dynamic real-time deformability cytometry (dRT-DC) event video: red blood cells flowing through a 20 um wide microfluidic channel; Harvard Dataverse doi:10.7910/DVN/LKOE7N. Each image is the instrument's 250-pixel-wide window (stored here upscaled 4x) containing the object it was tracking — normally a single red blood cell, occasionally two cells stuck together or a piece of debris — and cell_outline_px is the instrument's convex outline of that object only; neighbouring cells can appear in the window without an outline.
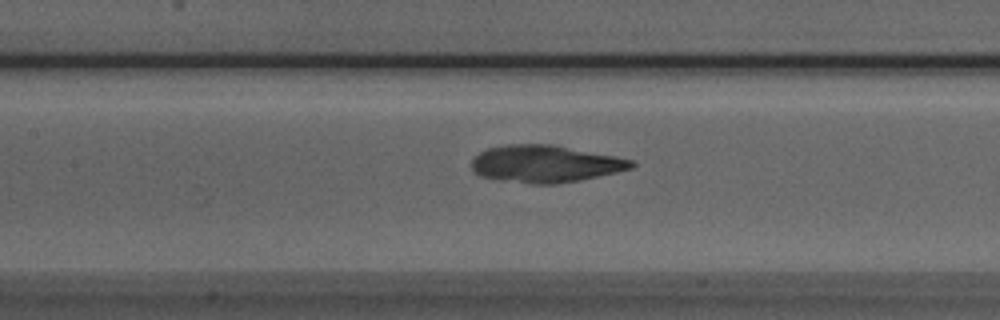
{"species": "Egyptian fruit bat (a non-hibernating species)", "species_latin": "Rousettus aegyptiacus", "temperature_condition": "room temperature", "stored_images_in_passage": 43, "camera_frame_rate_fps": 3000, "um_per_image_px": 0.085, "animal": {"sex": "male"}, "frame": {"image": 1, "passage_image": 18, "time_ms": 5.667, "image_size_px": [1000, 320], "cell_outline_px": [[636, 164], [632, 168], [616, 172], [580, 180], [556, 184], [532, 184], [500, 180], [480, 176], [472, 168], [472, 160], [480, 152], [488, 148], [508, 144], [552, 144], [616, 156], [632, 160]], "centroid_in_image_um": [46.35, 13.92], "position_along_channel_um": 161.1, "area_um2": 34.56}}
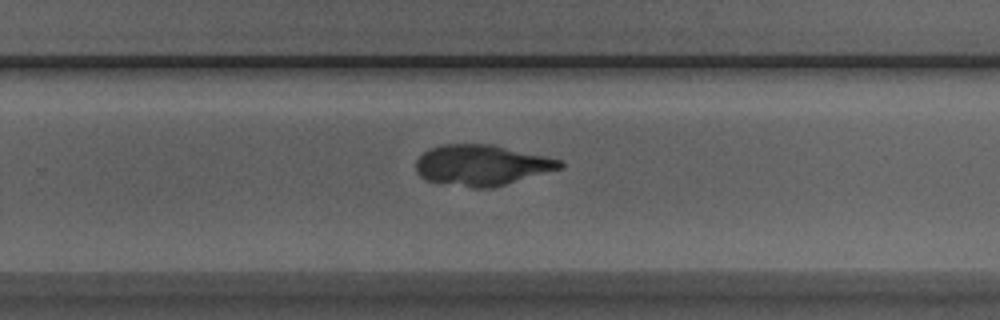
{"frame": {"image": 2, "passage_image": 28, "time_ms": 9.0, "image_size_px": [1000, 320], "cell_outline_px": [[564, 164], [560, 168], [492, 188], [472, 188], [424, 180], [416, 172], [416, 160], [428, 148], [440, 144], [492, 144], [564, 160]], "centroid_in_image_um": [40.91, 14.03], "position_along_channel_um": 288.9, "area_um2": 34.22}}
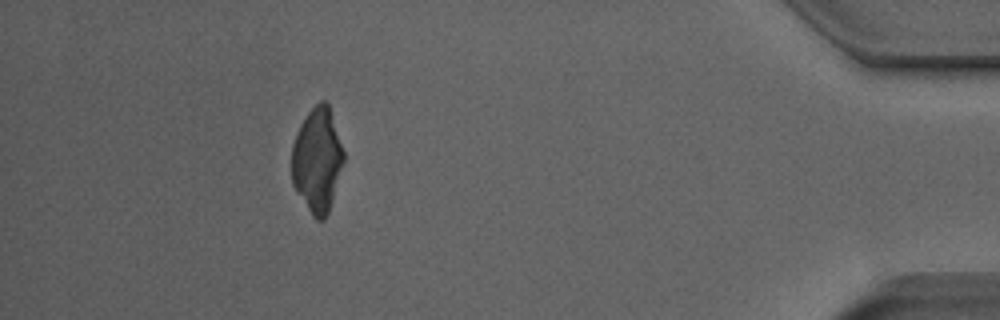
{"frame": {"image": 3, "passage_image": 42, "time_ms": 13.667, "image_size_px": [1000, 320], "cell_outline_px": [[344, 160], [332, 200], [328, 212], [324, 220], [316, 220], [312, 216], [292, 184], [292, 144], [300, 124], [308, 112], [320, 100], [324, 100], [328, 104], [344, 152]], "centroid_in_image_um": [26.95, 13.61], "position_along_channel_um": 408.2, "area_um2": 31.33}}